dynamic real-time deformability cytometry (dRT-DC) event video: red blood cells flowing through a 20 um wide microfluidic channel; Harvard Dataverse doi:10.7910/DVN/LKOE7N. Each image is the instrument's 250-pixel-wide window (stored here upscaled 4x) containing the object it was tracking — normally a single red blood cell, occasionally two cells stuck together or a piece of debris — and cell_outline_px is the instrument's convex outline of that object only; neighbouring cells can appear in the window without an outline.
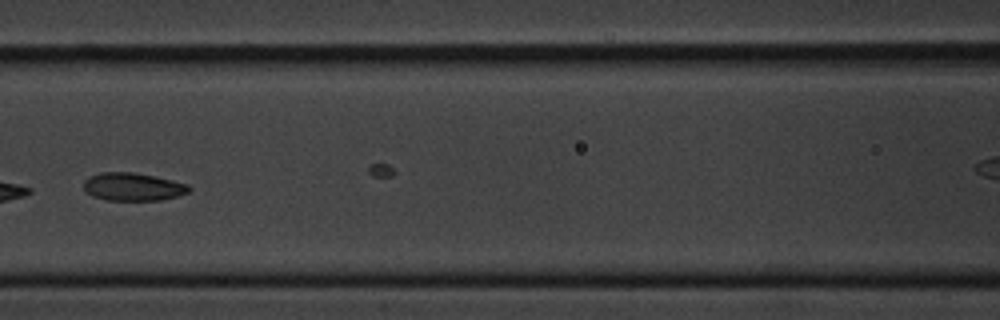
{"species": "common noctule bat (a hibernating species)", "species_latin": "Nyctalus noctula", "temperature_condition": "cold", "stored_images_in_passage": 15, "camera_frame_rate_fps": 3000, "um_per_image_px": 0.085, "animal": {"sex": "male", "body_mass_g": 20.1, "forearm_length_mm": 53.5}, "frame": {"image": 1, "passage_image": 5, "time_ms": 5.667, "image_size_px": [1000, 320], "cell_outline_px": [[192, 188], [188, 192], [176, 196], [160, 200], [104, 200], [92, 196], [84, 192], [84, 180], [88, 176], [100, 172], [132, 172], [156, 176], [188, 184]], "centroid_in_image_um": [11.26, 15.87], "position_along_channel_um": 155.3, "area_um2": 17.34}}
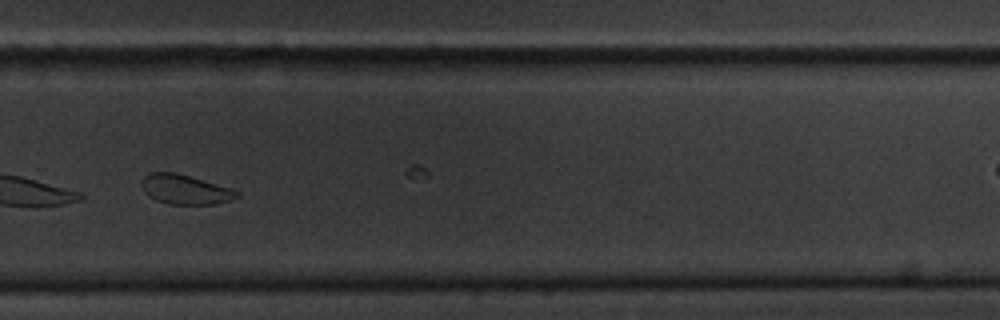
{"frame": {"image": 2, "passage_image": 9, "time_ms": 10.333, "image_size_px": [1000, 320], "cell_outline_px": [[240, 196], [228, 200], [212, 204], [168, 204], [156, 200], [148, 196], [144, 192], [140, 184], [140, 180], [144, 176], [152, 172], [176, 172], [232, 188], [240, 192]], "centroid_in_image_um": [15.7, 16.09], "position_along_channel_um": 314.1, "area_um2": 16.53}}
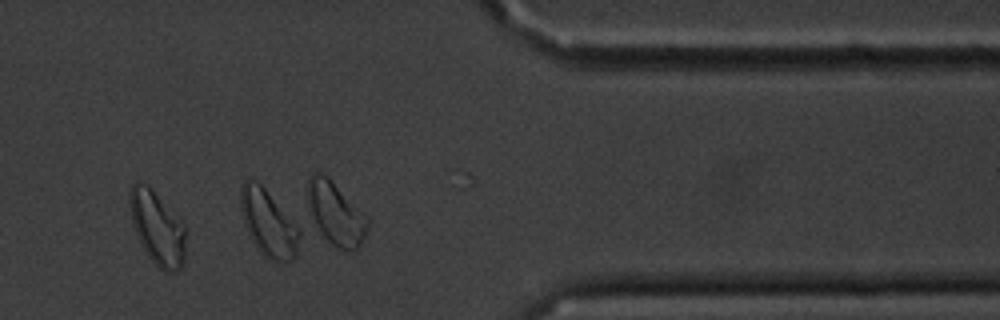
{"frame": {"image": 3, "passage_image": 11, "time_ms": 12.667, "image_size_px": [1000, 320], "cell_outline_px": [[188, 232], [184, 264], [180, 268], [172, 272], [168, 272], [160, 268], [148, 256], [132, 224], [128, 204], [128, 192], [132, 184], [136, 180], [140, 180], [148, 184], [152, 188], [188, 228]], "centroid_in_image_um": [13.39, 19.32], "position_along_channel_um": 398.0, "area_um2": 24.68}}